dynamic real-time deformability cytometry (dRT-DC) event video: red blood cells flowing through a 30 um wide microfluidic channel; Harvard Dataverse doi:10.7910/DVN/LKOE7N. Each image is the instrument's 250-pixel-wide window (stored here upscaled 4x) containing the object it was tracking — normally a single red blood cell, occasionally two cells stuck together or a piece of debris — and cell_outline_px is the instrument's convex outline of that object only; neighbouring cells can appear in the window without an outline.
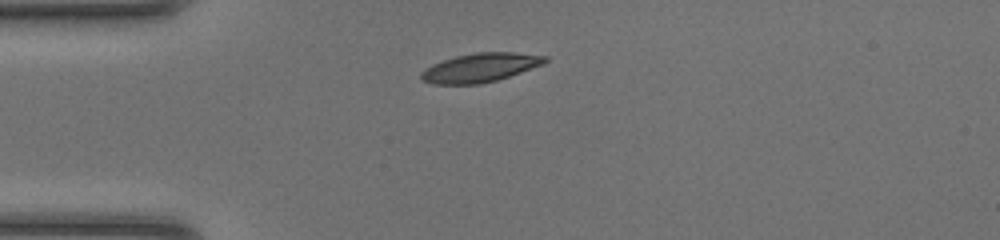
{"species": "common noctule bat (a hibernating species)", "species_latin": "Nyctalus noctula", "temperature_condition": "room temperature", "stored_images_in_passage": 36, "camera_frame_rate_fps": 3000, "um_per_image_px": 0.085, "animal": {"sex": "female", "body_mass_g": 20.0, "forearm_length_mm": 54.0}, "frame": {"image": 1, "passage_image": 1, "time_ms": 0.0, "image_size_px": [1000, 240], "cell_outline_px": [[548, 60], [544, 64], [496, 80], [480, 84], [432, 84], [424, 80], [420, 76], [420, 72], [424, 68], [432, 64], [456, 56], [476, 52], [512, 52], [548, 56]], "centroid_in_image_um": [40.81, 5.74], "position_along_channel_um": 44.2, "area_um2": 20.75}}
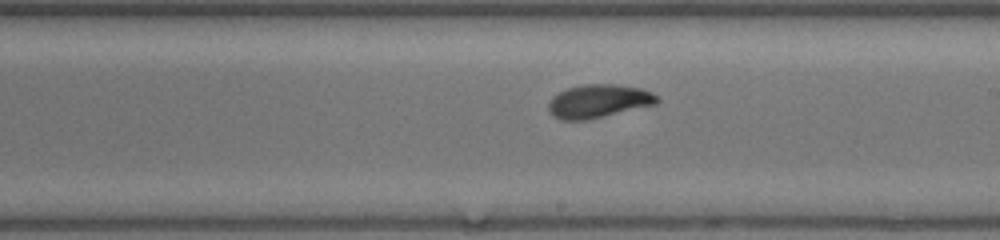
{"frame": {"image": 2, "passage_image": 16, "time_ms": 5.0, "image_size_px": [1000, 240], "cell_outline_px": [[660, 100], [656, 104], [588, 120], [560, 120], [552, 116], [548, 112], [548, 100], [552, 96], [568, 88], [584, 84], [612, 84], [640, 88], [652, 92]], "centroid_in_image_um": [50.83, 8.61], "position_along_channel_um": 238.2, "area_um2": 21.21}}
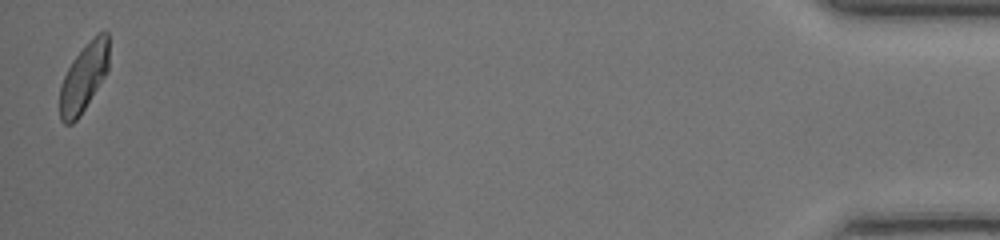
{"frame": {"image": 3, "passage_image": 36, "time_ms": 11.667, "image_size_px": [1000, 240], "cell_outline_px": [[108, 68], [104, 76], [80, 116], [72, 124], [64, 124], [60, 120], [60, 84], [72, 60], [96, 32], [108, 32]], "centroid_in_image_um": [7.1, 6.59], "position_along_channel_um": 428.1, "area_um2": 19.36}, "authors_computed_cell_mechanics": {"area_um2": 20.808, "velocity_mm_per_s": 4.3068, "shape_relaxation_time_tau1_ms": 3.3774, "shape_relaxation_time_tau2_ms": 1.6669, "deformation_change_tau1": 0.1432, "deformation_change_tau2": 0.0544}}